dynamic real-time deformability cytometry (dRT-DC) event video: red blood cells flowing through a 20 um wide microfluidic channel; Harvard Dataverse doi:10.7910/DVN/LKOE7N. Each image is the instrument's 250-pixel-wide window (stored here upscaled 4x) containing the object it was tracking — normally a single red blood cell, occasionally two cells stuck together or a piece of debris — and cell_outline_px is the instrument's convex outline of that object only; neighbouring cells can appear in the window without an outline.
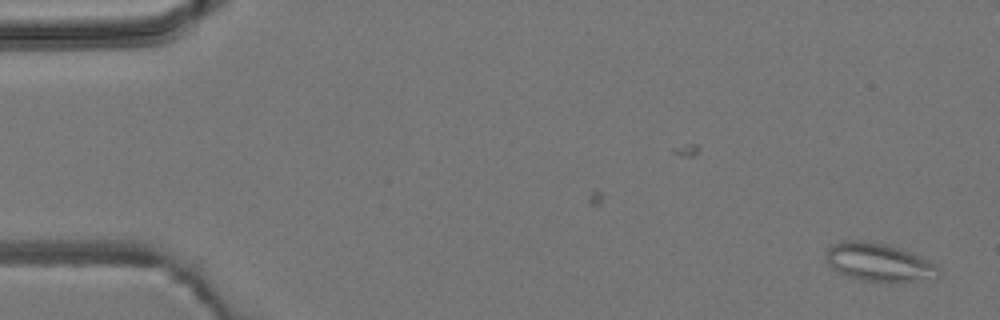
{"species": "common noctule bat (a hibernating species)", "species_latin": "Nyctalus noctula", "temperature_condition": "room temperature", "stored_images_in_passage": 5, "camera_frame_rate_fps": 3000, "um_per_image_px": 0.085, "animal": {"sex": "male", "body_mass_g": 19.2, "forearm_length_mm": 51.8}, "frame": {"image": 1, "passage_image": 5, "time_ms": 5.333, "image_size_px": [1000, 320], "cell_outline_px": [[940, 276], [936, 280], [864, 280], [848, 276], [832, 268], [828, 264], [824, 256], [828, 248], [832, 244], [844, 240], [860, 240], [884, 244], [900, 248], [928, 260], [936, 264], [940, 272]], "centroid_in_image_um": [74.7, 22.27], "position_along_channel_um": 10.3, "area_um2": 24.68}}